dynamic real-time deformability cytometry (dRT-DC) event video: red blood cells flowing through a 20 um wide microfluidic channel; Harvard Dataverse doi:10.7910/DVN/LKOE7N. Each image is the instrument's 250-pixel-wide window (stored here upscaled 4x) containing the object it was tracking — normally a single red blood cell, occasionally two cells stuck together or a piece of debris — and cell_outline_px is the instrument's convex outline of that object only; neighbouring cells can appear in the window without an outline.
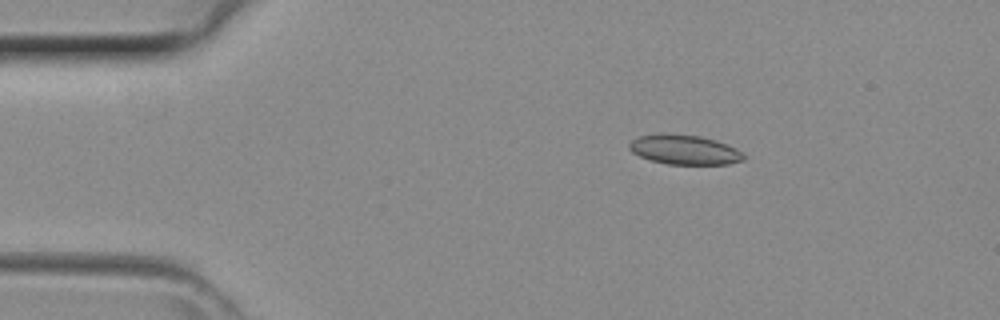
{"species": "common noctule bat (a hibernating species)", "species_latin": "Nyctalus noctula", "temperature_condition": "room temperature", "stored_images_in_passage": 18, "camera_frame_rate_fps": 3000, "um_per_image_px": 0.085, "animal": {"sex": "female", "body_mass_g": 29.2, "forearm_length_mm": 56.3}, "frame": {"image": 1, "passage_image": 8, "time_ms": 2.333, "image_size_px": [1000, 320], "cell_outline_px": [[748, 156], [744, 160], [728, 164], [668, 164], [652, 160], [640, 156], [632, 152], [628, 148], [628, 144], [632, 140], [640, 136], [700, 136], [716, 140], [736, 148]], "centroid_in_image_um": [58.26, 12.77], "position_along_channel_um": 26.7, "area_um2": 19.07}}
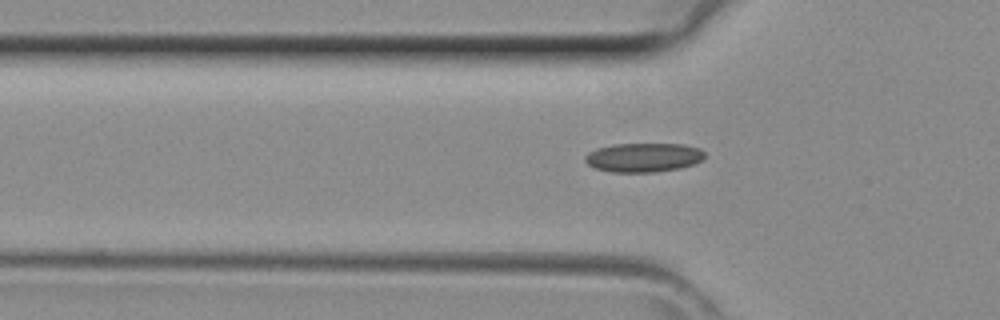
{"frame": {"image": 2, "passage_image": 16, "time_ms": 5.0, "image_size_px": [1000, 320], "cell_outline_px": [[704, 156], [700, 160], [692, 164], [680, 168], [656, 172], [612, 172], [596, 168], [588, 164], [584, 160], [584, 156], [588, 152], [596, 148], [612, 144], [684, 144], [700, 148], [704, 152]], "centroid_in_image_um": [54.67, 13.37], "position_along_channel_um": 71.1, "area_um2": 20.29}}